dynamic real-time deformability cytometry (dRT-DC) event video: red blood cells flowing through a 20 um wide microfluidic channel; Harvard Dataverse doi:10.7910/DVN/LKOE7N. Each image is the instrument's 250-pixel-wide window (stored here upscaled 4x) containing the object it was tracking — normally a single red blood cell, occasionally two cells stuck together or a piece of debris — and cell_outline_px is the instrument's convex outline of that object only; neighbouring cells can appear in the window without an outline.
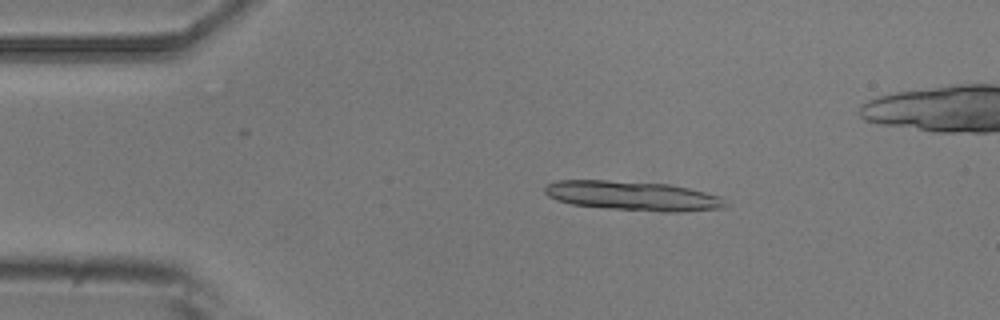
{"species": "common noctule bat (a hibernating species)", "species_latin": "Nyctalus noctula", "temperature_condition": "room temperature", "stored_images_in_passage": 6, "camera_frame_rate_fps": 3000, "um_per_image_px": 0.085, "animal": {"sex": "male", "body_mass_g": 20.5, "forearm_length_mm": 52.5}, "frame": {"image": 1, "passage_image": 3, "time_ms": 2.333, "image_size_px": [1000, 320], "cell_outline_px": [[728, 204], [724, 208], [680, 212], [664, 212], [608, 208], [572, 204], [556, 200], [548, 196], [544, 192], [544, 188], [548, 184], [556, 180], [608, 180], [668, 184], [688, 188], [720, 196]], "centroid_in_image_um": [53.79, 16.65], "position_along_channel_um": 31.2, "area_um2": 30.92}}